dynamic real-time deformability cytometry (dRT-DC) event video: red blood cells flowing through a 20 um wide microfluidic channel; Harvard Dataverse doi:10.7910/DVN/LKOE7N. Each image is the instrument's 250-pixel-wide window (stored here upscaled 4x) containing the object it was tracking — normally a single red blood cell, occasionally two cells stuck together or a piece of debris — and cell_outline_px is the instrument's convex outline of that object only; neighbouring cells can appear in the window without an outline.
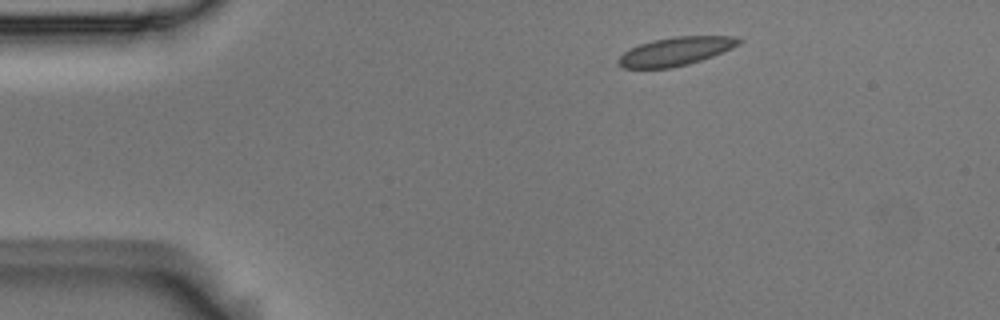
{"species": "Egyptian fruit bat (a non-hibernating species)", "species_latin": "Rousettus aegyptiacus", "temperature_condition": "room temperature", "stored_images_in_passage": 2, "camera_frame_rate_fps": 3000, "um_per_image_px": 0.085, "animal": {"sex": "male"}, "frame": {"image": 1, "passage_image": 1, "time_ms": 0.0, "image_size_px": [1000, 320], "cell_outline_px": [[744, 40], [740, 44], [732, 48], [712, 56], [688, 64], [672, 68], [624, 68], [616, 60], [624, 52], [640, 44], [652, 40], [676, 36], [736, 36]], "centroid_in_image_um": [57.46, 4.35], "position_along_channel_um": 27.5, "area_um2": 19.88}}